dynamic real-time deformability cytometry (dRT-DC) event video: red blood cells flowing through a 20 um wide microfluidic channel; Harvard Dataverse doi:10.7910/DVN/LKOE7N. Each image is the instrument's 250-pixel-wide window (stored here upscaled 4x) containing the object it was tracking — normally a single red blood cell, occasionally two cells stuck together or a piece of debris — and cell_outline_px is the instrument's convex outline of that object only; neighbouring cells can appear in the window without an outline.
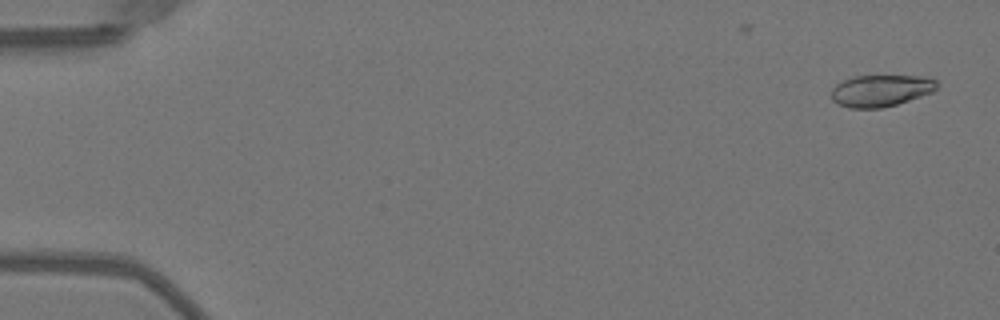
{"species": "Egyptian fruit bat (a non-hibernating species)", "species_latin": "Rousettus aegyptiacus", "temperature_condition": "warm", "stored_images_in_passage": 50, "camera_frame_rate_fps": 3000, "um_per_image_px": 0.085, "animal": {"sex": "female"}, "frame": {"image": 1, "passage_image": 1, "time_ms": 0.0, "image_size_px": [1000, 320], "cell_outline_px": [[936, 88], [932, 92], [896, 104], [880, 108], [848, 108], [836, 104], [832, 100], [832, 88], [836, 84], [852, 76], [928, 76], [936, 80]], "centroid_in_image_um": [74.83, 7.7], "position_along_channel_um": 10.2, "area_um2": 19.48}}
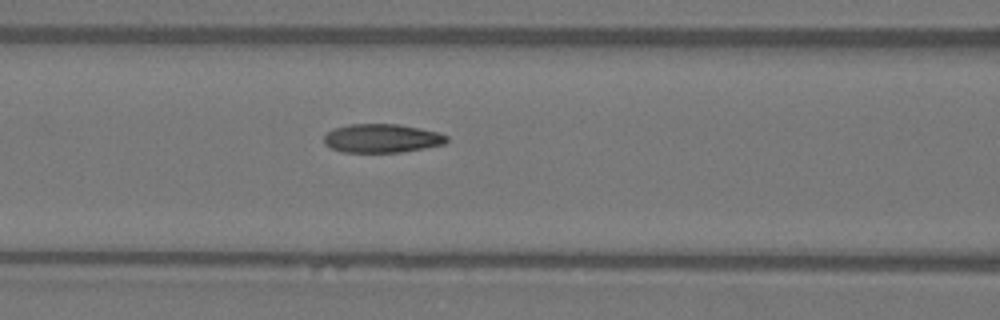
{"frame": {"image": 2, "passage_image": 21, "time_ms": 6.667, "image_size_px": [1000, 320], "cell_outline_px": [[448, 140], [444, 144], [424, 148], [400, 152], [340, 152], [324, 144], [324, 136], [332, 128], [348, 124], [400, 124], [420, 128], [436, 132], [448, 136]], "centroid_in_image_um": [32.43, 11.75], "position_along_channel_um": 134.2, "area_um2": 20.58}}
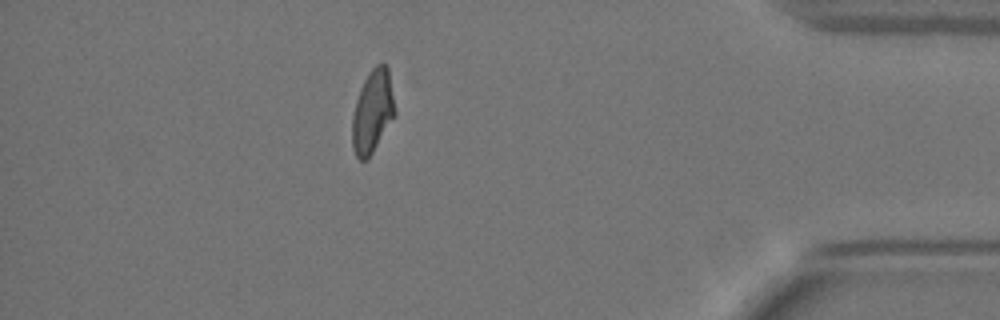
{"frame": {"image": 3, "passage_image": 44, "time_ms": 14.333, "image_size_px": [1000, 320], "cell_outline_px": [[396, 116], [368, 160], [360, 160], [356, 156], [352, 148], [352, 116], [356, 100], [360, 88], [368, 72], [376, 64], [384, 64], [388, 68], [396, 112]], "centroid_in_image_um": [31.67, 9.51], "position_along_channel_um": 403.5, "area_um2": 20.92}, "authors_computed_cell_mechanics": {"area_um2": 20.5479, "velocity_mm_per_s": 4.0486, "shape_relaxation_time_tau1_ms": null, "shape_relaxation_time_tau2_ms": 1.4578, "deformation_change_tau1": null, "deformation_change_tau2": 0.0744}}